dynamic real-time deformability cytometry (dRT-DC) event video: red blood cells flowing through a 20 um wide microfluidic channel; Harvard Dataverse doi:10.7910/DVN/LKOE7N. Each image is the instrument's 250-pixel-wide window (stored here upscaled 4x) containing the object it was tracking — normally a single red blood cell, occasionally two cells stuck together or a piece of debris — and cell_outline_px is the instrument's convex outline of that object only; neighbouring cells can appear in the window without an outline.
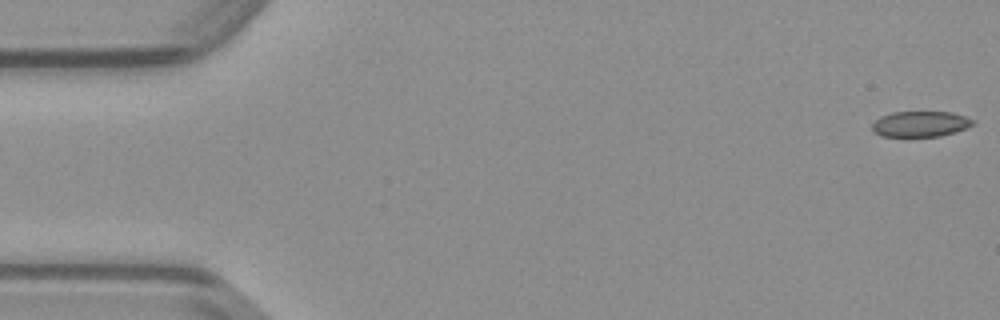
{"species": "common noctule bat (a hibernating species)", "species_latin": "Nyctalus noctula", "temperature_condition": "warm", "stored_images_in_passage": 49, "camera_frame_rate_fps": 3000, "um_per_image_px": 0.085, "animal": {"sex": "male", "body_mass_g": 23.1, "forearm_length_mm": 52.7}, "frame": {"image": 1, "passage_image": 1, "time_ms": 0.0, "image_size_px": [1000, 320], "cell_outline_px": [[976, 120], [968, 128], [940, 136], [880, 136], [872, 132], [872, 124], [880, 116], [892, 112], [952, 112]], "centroid_in_image_um": [78.22, 10.53], "position_along_channel_um": 6.8, "area_um2": 15.09}}
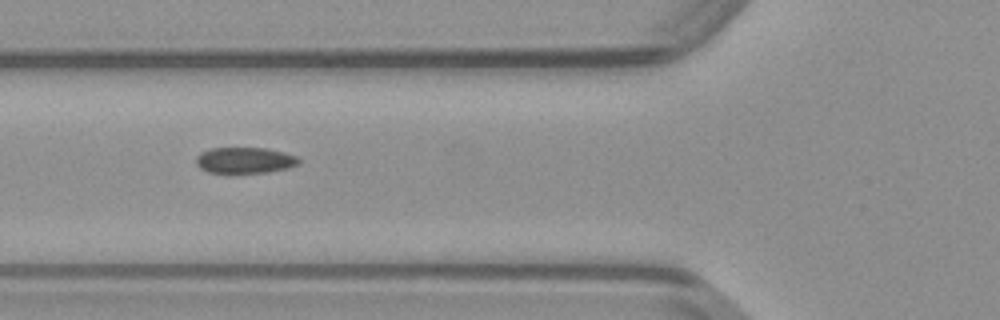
{"frame": {"image": 2, "passage_image": 18, "time_ms": 5.667, "image_size_px": [1000, 320], "cell_outline_px": [[300, 164], [288, 168], [268, 172], [228, 176], [208, 172], [200, 168], [196, 164], [196, 156], [200, 152], [212, 148], [268, 148], [284, 152], [296, 156], [300, 160]], "centroid_in_image_um": [20.77, 13.67], "position_along_channel_um": 105.0, "area_um2": 16.42}}
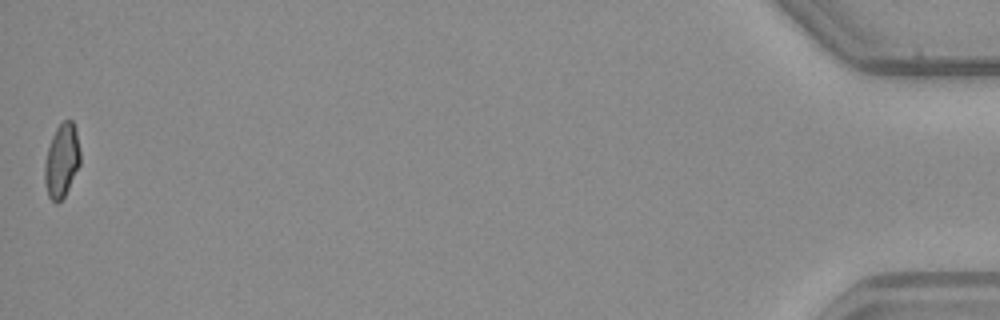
{"frame": {"image": 3, "passage_image": 49, "time_ms": 16.0, "image_size_px": [1000, 320], "cell_outline_px": [[80, 164], [64, 196], [56, 204], [48, 196], [44, 180], [44, 164], [48, 148], [52, 136], [56, 128], [64, 120], [72, 120], [76, 132], [80, 152]], "centroid_in_image_um": [5.23, 13.66], "position_along_channel_um": 430.0, "area_um2": 15.09}}